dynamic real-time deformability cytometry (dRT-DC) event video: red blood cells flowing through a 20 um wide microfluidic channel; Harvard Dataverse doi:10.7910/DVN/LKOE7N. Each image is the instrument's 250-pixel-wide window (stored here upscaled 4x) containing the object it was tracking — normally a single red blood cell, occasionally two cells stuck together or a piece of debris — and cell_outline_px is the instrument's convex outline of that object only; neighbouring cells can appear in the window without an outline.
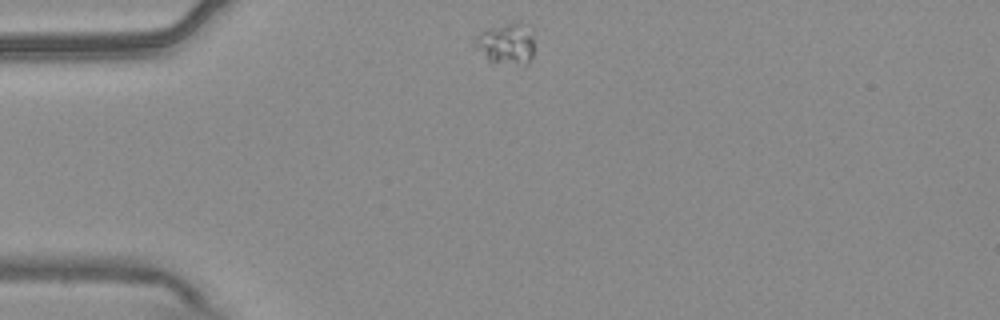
{"species": "common noctule bat (a hibernating species)", "species_latin": "Nyctalus noctula", "temperature_condition": "warm", "stored_images_in_passage": 44, "camera_frame_rate_fps": 3000, "um_per_image_px": 0.085, "animal": {"sex": "male", "body_mass_g": 20.4}, "frame": {"image": 1, "passage_image": 1, "time_ms": 0.0, "image_size_px": [1000, 320], "cell_outline_px": [[532, 56], [528, 64], [492, 64], [472, 44], [476, 36], [480, 32], [512, 20], [520, 24], [532, 36]], "centroid_in_image_um": [42.96, 3.75], "position_along_channel_um": 42.0, "area_um2": 14.16}}
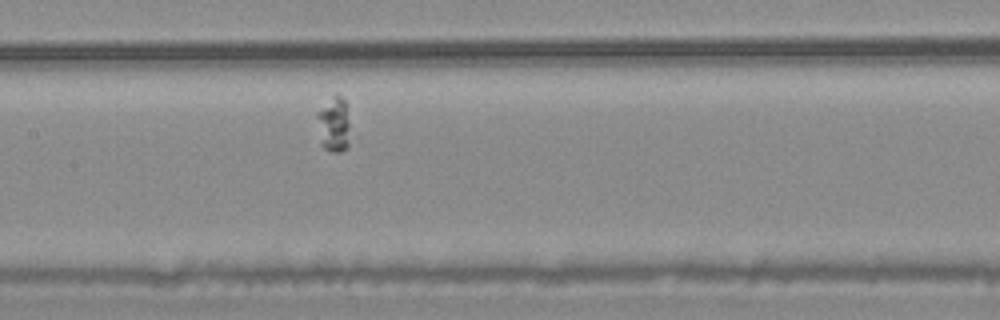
{"frame": {"image": 2, "passage_image": 15, "time_ms": 4.667, "image_size_px": [1000, 320], "cell_outline_px": [[348, 148], [340, 152], [332, 152], [324, 148], [320, 144], [316, 116], [332, 96], [336, 92], [348, 104]], "centroid_in_image_um": [28.38, 10.59], "position_along_channel_um": 179.0, "area_um2": 10.64}}
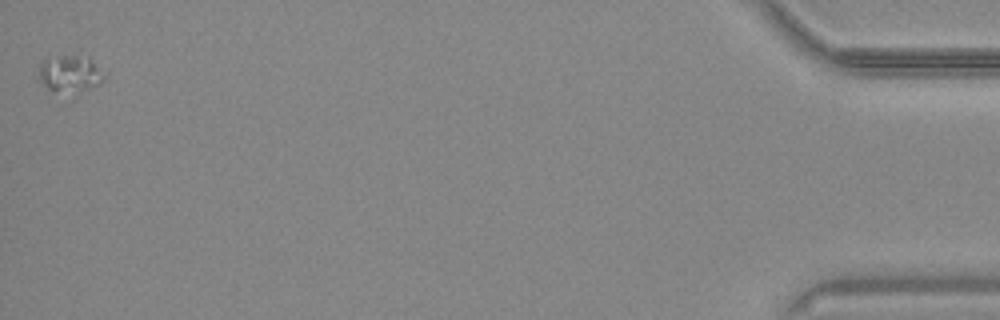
{"frame": {"image": 3, "passage_image": 44, "time_ms": 14.333, "image_size_px": [1000, 320], "cell_outline_px": [[108, 76], [100, 84], [84, 88], [52, 92], [40, 80], [40, 64], [48, 56], [88, 56], [108, 72]], "centroid_in_image_um": [6.03, 6.2], "position_along_channel_um": 429.2, "area_um2": 13.93}}